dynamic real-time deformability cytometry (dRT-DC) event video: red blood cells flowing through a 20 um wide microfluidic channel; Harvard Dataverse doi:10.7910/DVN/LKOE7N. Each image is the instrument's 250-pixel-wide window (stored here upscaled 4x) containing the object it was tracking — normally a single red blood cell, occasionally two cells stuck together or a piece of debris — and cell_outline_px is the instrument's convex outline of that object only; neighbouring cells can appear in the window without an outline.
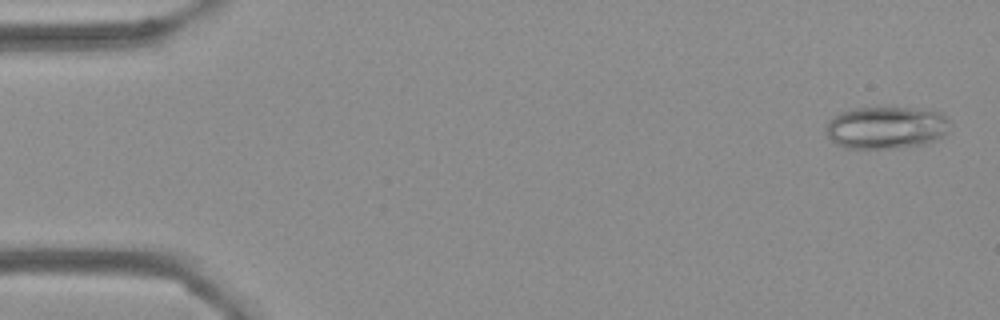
{"species": "Egyptian fruit bat (a non-hibernating species)", "species_latin": "Rousettus aegyptiacus", "temperature_condition": "cold", "stored_images_in_passage": 55, "camera_frame_rate_fps": 3000, "um_per_image_px": 0.085, "frame": {"image": 1, "passage_image": 2, "time_ms": 0.333, "image_size_px": [1000, 320], "cell_outline_px": [[952, 124], [948, 132], [936, 140], [928, 144], [896, 148], [844, 148], [836, 144], [828, 136], [828, 120], [832, 116], [840, 112], [852, 108], [912, 108], [940, 112]], "centroid_in_image_um": [75.36, 10.85], "position_along_channel_um": 9.6, "area_um2": 30.75}}
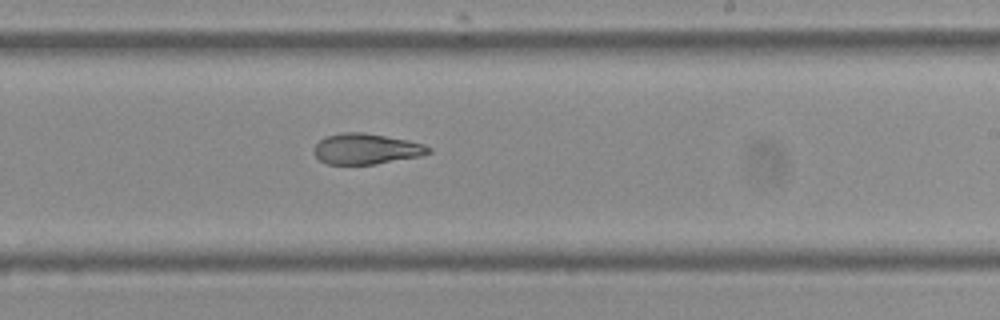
{"frame": {"image": 2, "passage_image": 33, "time_ms": 10.667, "image_size_px": [1000, 320], "cell_outline_px": [[432, 152], [420, 156], [376, 164], [328, 164], [320, 160], [312, 152], [312, 148], [324, 136], [344, 132], [364, 132], [408, 140], [424, 144], [432, 148]], "centroid_in_image_um": [31.12, 12.65], "position_along_channel_um": 257.9, "area_um2": 20.63}}
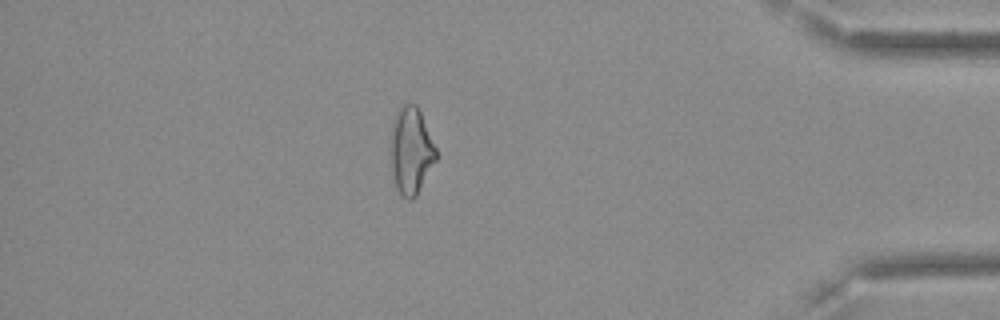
{"frame": {"image": 3, "passage_image": 48, "time_ms": 15.667, "image_size_px": [1000, 320], "cell_outline_px": [[440, 156], [416, 196], [412, 200], [408, 200], [396, 188], [388, 156], [388, 144], [392, 124], [396, 112], [404, 104], [416, 104], [420, 112]], "centroid_in_image_um": [34.92, 12.83], "position_along_channel_um": 400.3, "area_um2": 23.76}, "authors_computed_cell_mechanics": {"area_um2": 22.4264, "velocity_mm_per_s": 3.6352, "shape_relaxation_time_tau1_ms": 9.7398, "shape_relaxation_time_tau2_ms": 6.6093, "deformation_change_tau1": 0.2031, "deformation_change_tau2": 0.1345}}